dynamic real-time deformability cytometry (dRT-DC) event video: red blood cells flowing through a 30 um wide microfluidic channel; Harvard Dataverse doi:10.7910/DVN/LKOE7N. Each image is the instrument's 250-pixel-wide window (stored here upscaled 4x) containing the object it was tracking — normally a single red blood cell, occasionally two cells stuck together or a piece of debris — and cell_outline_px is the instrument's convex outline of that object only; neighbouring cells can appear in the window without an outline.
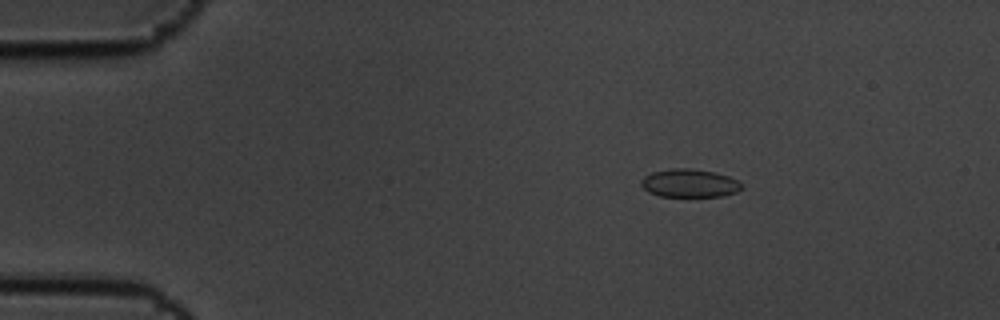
{"species": "common noctule bat (a hibernating species)", "species_latin": "Nyctalus noctula", "temperature_condition": "cold", "stored_images_in_passage": 15, "camera_frame_rate_fps": 3000, "um_per_image_px": 0.085, "animal": {"sex": "male", "body_mass_g": 19.5, "forearm_length_mm": 54.6}, "frame": {"image": 1, "passage_image": 3, "time_ms": 0.667, "image_size_px": [1000, 320], "cell_outline_px": [[744, 184], [736, 192], [724, 196], [660, 196], [648, 192], [640, 184], [640, 180], [644, 176], [652, 172], [672, 168], [688, 168], [712, 172], [728, 176]], "centroid_in_image_um": [58.58, 15.57], "position_along_channel_um": 26.4, "area_um2": 16.42}}
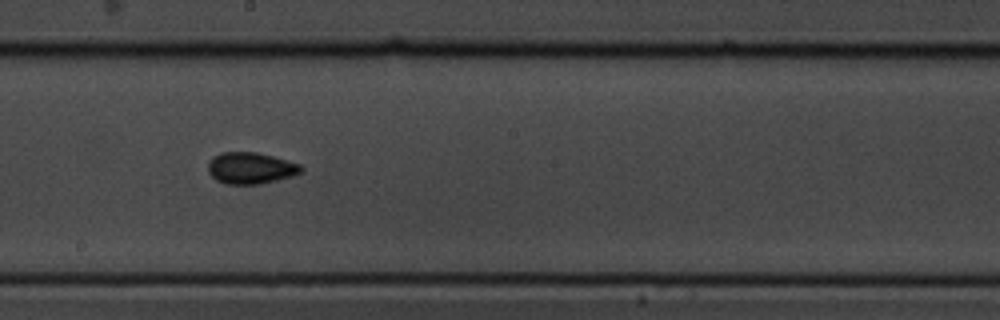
{"frame": {"image": 2, "passage_image": 9, "time_ms": 2.667, "image_size_px": [1000, 320], "cell_outline_px": [[304, 172], [292, 176], [260, 184], [224, 184], [216, 180], [208, 172], [208, 160], [212, 156], [220, 152], [256, 152], [272, 156], [300, 164], [304, 168]], "centroid_in_image_um": [21.29, 14.28], "position_along_channel_um": 226.9, "area_um2": 17.28}}
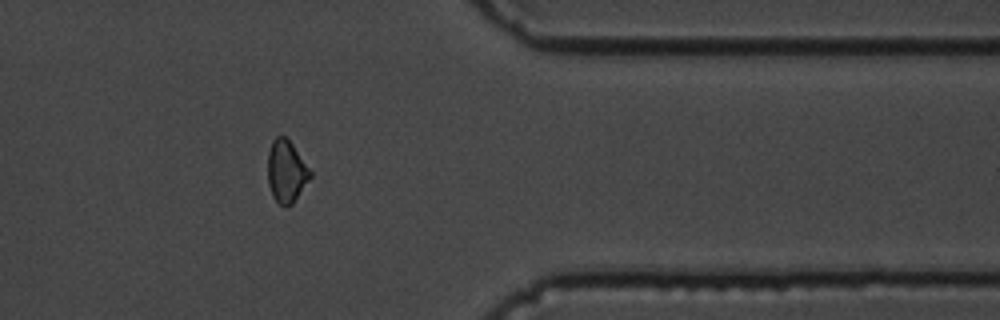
{"frame": {"image": 3, "passage_image": 13, "time_ms": 4.0, "image_size_px": [1000, 320], "cell_outline_px": [[312, 176], [292, 204], [284, 208], [272, 196], [268, 184], [268, 152], [272, 140], [276, 136], [284, 136], [292, 144], [312, 172]], "centroid_in_image_um": [24.33, 14.58], "position_along_channel_um": 387.1, "area_um2": 15.37}}